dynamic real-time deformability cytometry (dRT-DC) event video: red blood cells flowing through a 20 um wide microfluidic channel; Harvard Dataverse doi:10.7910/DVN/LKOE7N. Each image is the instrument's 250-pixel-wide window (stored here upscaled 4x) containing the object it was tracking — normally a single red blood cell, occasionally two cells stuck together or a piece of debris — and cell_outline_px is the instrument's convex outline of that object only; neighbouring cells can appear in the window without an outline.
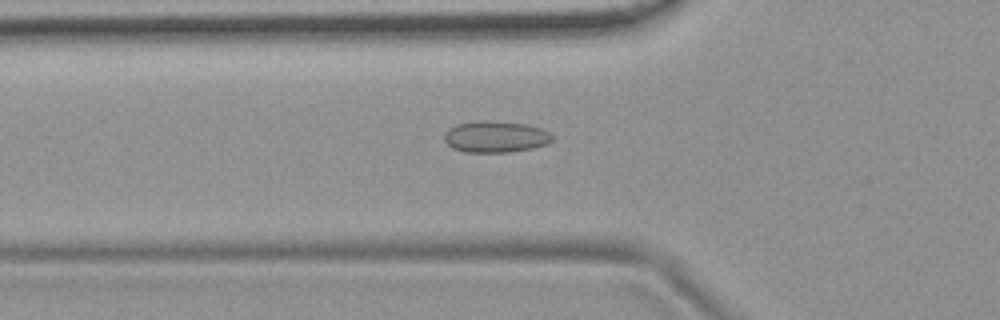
{"species": "common noctule bat (a hibernating species)", "species_latin": "Nyctalus noctula", "temperature_condition": "room temperature", "stored_images_in_passage": 48, "camera_frame_rate_fps": 3000, "um_per_image_px": 0.085, "animal": {"sex": "female", "body_mass_g": 19.9}, "frame": {"image": 1, "passage_image": 19, "time_ms": 6.0, "image_size_px": [1000, 320], "cell_outline_px": [[552, 140], [544, 144], [532, 148], [508, 152], [464, 152], [452, 148], [444, 140], [444, 132], [448, 128], [456, 124], [480, 120], [488, 120], [524, 124], [540, 128], [548, 132], [552, 136]], "centroid_in_image_um": [42.05, 11.62], "position_along_channel_um": 83.7, "area_um2": 19.71}}
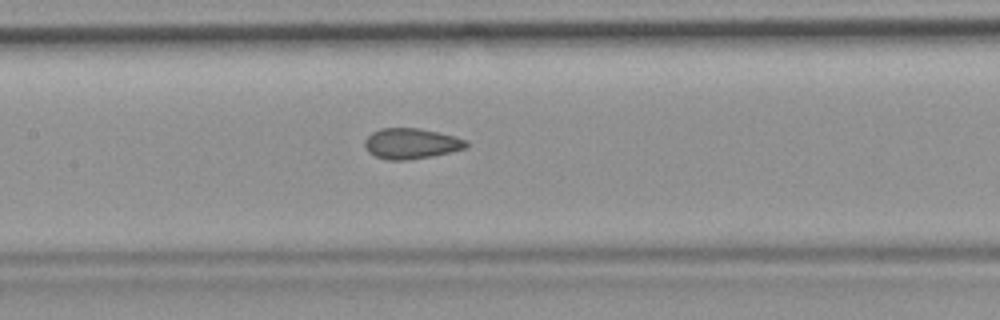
{"frame": {"image": 2, "passage_image": 26, "time_ms": 8.333, "image_size_px": [1000, 320], "cell_outline_px": [[468, 144], [464, 148], [432, 156], [404, 160], [388, 160], [376, 156], [368, 152], [364, 144], [364, 140], [372, 132], [380, 128], [420, 128], [456, 136], [468, 140]], "centroid_in_image_um": [34.94, 12.19], "position_along_channel_um": 172.5, "area_um2": 18.03}}
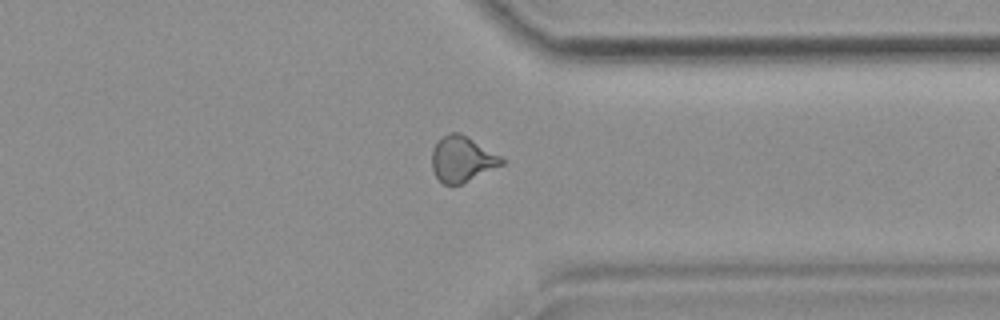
{"frame": {"image": 3, "passage_image": 42, "time_ms": 13.667, "image_size_px": [1000, 320], "cell_outline_px": [[508, 160], [504, 164], [460, 184], [444, 184], [436, 176], [432, 168], [432, 148], [436, 140], [452, 132], [460, 132], [468, 136]], "centroid_in_image_um": [39.29, 13.49], "position_along_channel_um": 372.1, "area_um2": 18.61}}